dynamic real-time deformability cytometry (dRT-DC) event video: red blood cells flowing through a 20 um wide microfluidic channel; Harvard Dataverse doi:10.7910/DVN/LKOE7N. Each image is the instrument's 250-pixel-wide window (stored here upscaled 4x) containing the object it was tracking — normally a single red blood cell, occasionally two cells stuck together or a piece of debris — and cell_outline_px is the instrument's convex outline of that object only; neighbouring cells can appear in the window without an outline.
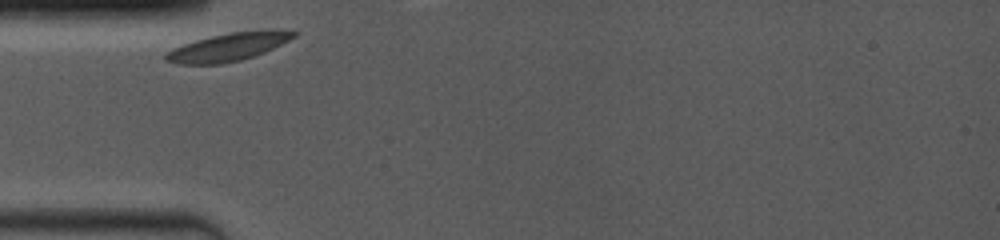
{"species": "common noctule bat (a hibernating species)", "species_latin": "Nyctalus noctula", "temperature_condition": "room temperature", "stored_images_in_passage": 6, "camera_frame_rate_fps": 4000, "um_per_image_px": 0.085, "animal": {"sex": "female", "body_mass_g": 19.0, "forearm_length_mm": 53.3}, "frame": {"image": 1, "passage_image": 1, "time_ms": 0.0, "image_size_px": [1000, 240], "cell_outline_px": [[300, 32], [296, 36], [264, 52], [240, 60], [220, 64], [176, 64], [164, 60], [164, 56], [172, 48], [196, 40], [212, 36], [232, 32]], "centroid_in_image_um": [19.26, 4.04], "position_along_channel_um": 65.7, "area_um2": 19.88}}